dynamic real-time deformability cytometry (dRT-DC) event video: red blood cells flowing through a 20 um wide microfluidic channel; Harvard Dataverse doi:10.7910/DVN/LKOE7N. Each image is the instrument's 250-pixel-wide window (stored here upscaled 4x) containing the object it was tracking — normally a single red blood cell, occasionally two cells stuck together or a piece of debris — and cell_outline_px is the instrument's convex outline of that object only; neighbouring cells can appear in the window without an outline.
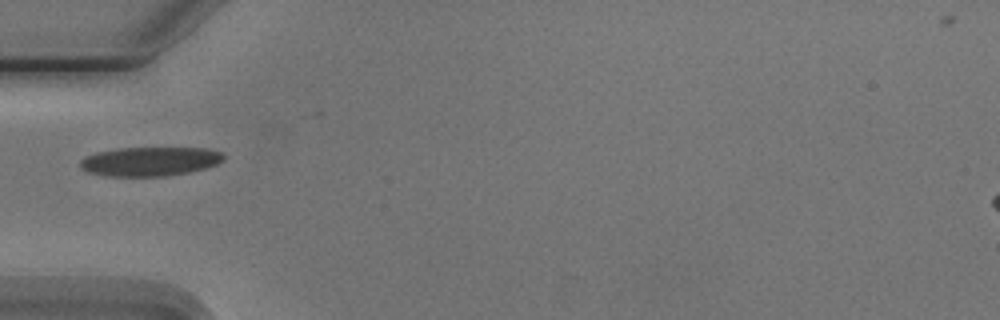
{"species": "Egyptian fruit bat (a non-hibernating species)", "species_latin": "Rousettus aegyptiacus", "temperature_condition": "cold", "stored_images_in_passage": 3, "camera_frame_rate_fps": 3000, "um_per_image_px": 0.085, "animal": {"sex": "male"}, "frame": {"image": 1, "passage_image": 1, "time_ms": 0.0, "image_size_px": [1000, 320], "cell_outline_px": [[224, 160], [216, 164], [204, 168], [188, 172], [164, 176], [104, 176], [88, 172], [80, 168], [80, 160], [96, 152], [120, 148], [204, 148], [220, 152], [224, 156]], "centroid_in_image_um": [12.71, 13.72], "position_along_channel_um": 72.3, "area_um2": 24.16}}
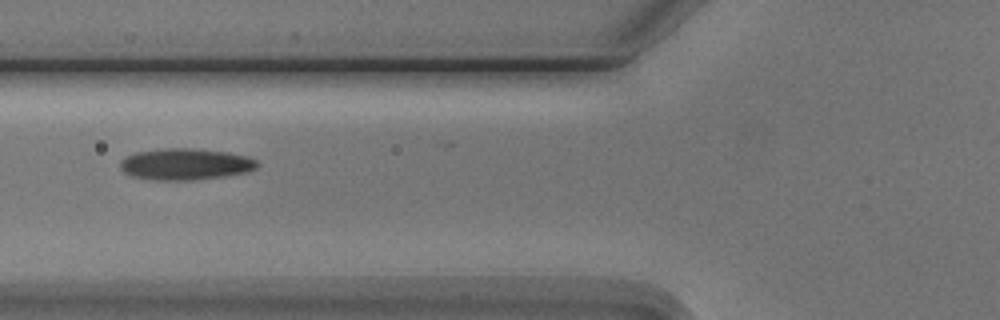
{"frame": {"image": 2, "passage_image": 2, "time_ms": 1.0, "image_size_px": [1000, 320], "cell_outline_px": [[260, 164], [256, 168], [248, 172], [224, 176], [192, 180], [156, 180], [132, 176], [124, 172], [120, 168], [120, 160], [124, 156], [136, 152], [164, 148], [192, 148], [224, 152], [248, 156], [256, 160]], "centroid_in_image_um": [15.75, 13.95], "position_along_channel_um": 110.1, "area_um2": 25.2}}
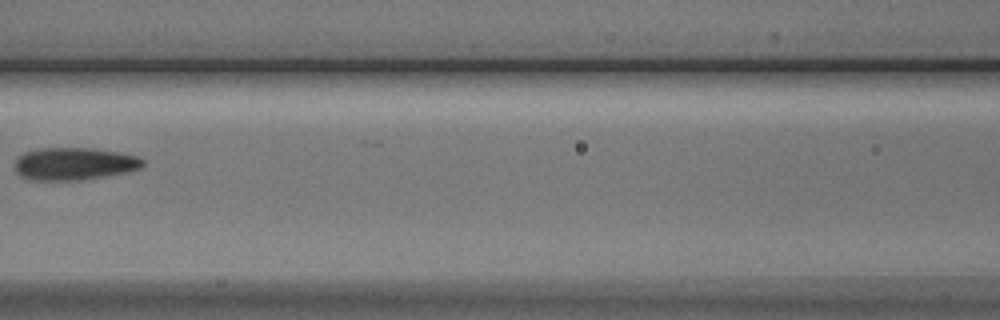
{"frame": {"image": 3, "passage_image": 3, "time_ms": 2.333, "image_size_px": [1000, 320], "cell_outline_px": [[144, 164], [140, 168], [124, 172], [104, 176], [76, 180], [32, 180], [20, 176], [16, 172], [16, 160], [24, 152], [36, 148], [92, 148], [120, 152], [136, 156], [144, 160]], "centroid_in_image_um": [6.29, 13.91], "position_along_channel_um": 160.3, "area_um2": 24.1}}